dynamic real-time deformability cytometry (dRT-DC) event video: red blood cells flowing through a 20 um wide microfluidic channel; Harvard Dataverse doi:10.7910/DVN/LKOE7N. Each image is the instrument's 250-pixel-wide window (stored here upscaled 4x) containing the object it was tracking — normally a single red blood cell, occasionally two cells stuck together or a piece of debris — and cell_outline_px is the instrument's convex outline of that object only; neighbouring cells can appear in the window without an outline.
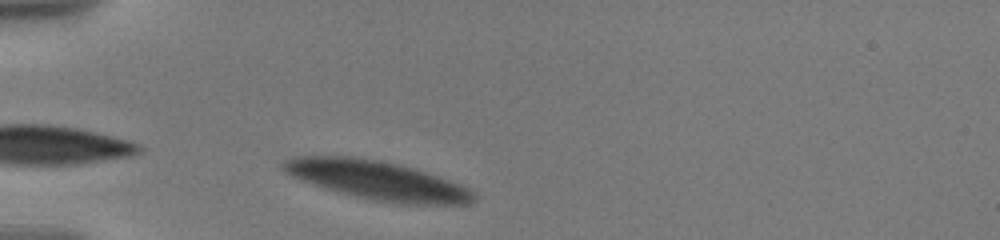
{"species": "human", "species_latin": "Homo sapiens", "temperature_condition": "warm", "stored_images_in_passage": 16, "camera_frame_rate_fps": 3000, "um_per_image_px": 0.085, "donor": {"sex": "male"}, "frame": {"image": 1, "passage_image": 1, "time_ms": 0.0, "image_size_px": [1000, 240], "cell_outline_px": [[476, 200], [468, 204], [400, 204], [372, 200], [324, 188], [304, 180], [288, 172], [284, 168], [284, 160], [296, 156], [360, 156], [380, 160], [412, 168], [436, 176], [468, 188], [472, 192]], "centroid_in_image_um": [32.09, 15.32], "position_along_channel_um": 52.9, "area_um2": 42.25}}
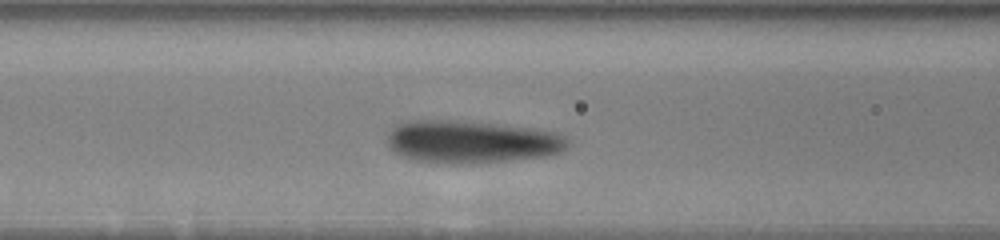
{"frame": {"image": 2, "passage_image": 9, "time_ms": 2.667, "image_size_px": [1000, 240], "cell_outline_px": [[568, 144], [560, 152], [544, 156], [472, 164], [440, 164], [416, 160], [400, 156], [392, 148], [388, 140], [388, 136], [392, 128], [408, 120], [448, 120], [492, 124], [532, 128], [556, 132], [564, 136], [568, 140]], "centroid_in_image_um": [40.06, 12.07], "position_along_channel_um": 126.5, "area_um2": 44.51}}
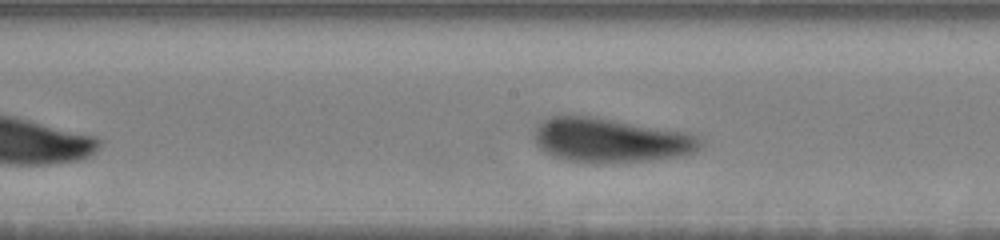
{"frame": {"image": 3, "passage_image": 14, "time_ms": 4.667, "image_size_px": [1000, 240], "cell_outline_px": [[700, 148], [692, 152], [680, 156], [648, 160], [592, 164], [588, 164], [568, 160], [552, 156], [544, 152], [536, 144], [532, 136], [536, 124], [548, 116], [572, 112], [684, 132], [692, 136], [700, 144]], "centroid_in_image_um": [51.69, 11.89], "position_along_channel_um": 196.5, "area_um2": 43.52}}